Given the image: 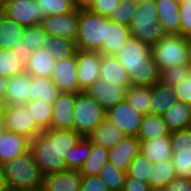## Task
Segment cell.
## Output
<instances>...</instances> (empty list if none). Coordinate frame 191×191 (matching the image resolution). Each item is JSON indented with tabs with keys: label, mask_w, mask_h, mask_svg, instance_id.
Returning a JSON list of instances; mask_svg holds the SVG:
<instances>
[{
	"label": "cell",
	"mask_w": 191,
	"mask_h": 191,
	"mask_svg": "<svg viewBox=\"0 0 191 191\" xmlns=\"http://www.w3.org/2000/svg\"><path fill=\"white\" fill-rule=\"evenodd\" d=\"M127 71L131 85L152 86L160 81V71L152 57L151 46L130 37L115 55Z\"/></svg>",
	"instance_id": "cell-1"
},
{
	"label": "cell",
	"mask_w": 191,
	"mask_h": 191,
	"mask_svg": "<svg viewBox=\"0 0 191 191\" xmlns=\"http://www.w3.org/2000/svg\"><path fill=\"white\" fill-rule=\"evenodd\" d=\"M9 190L40 191L44 175L38 168L30 150L1 165Z\"/></svg>",
	"instance_id": "cell-2"
},
{
	"label": "cell",
	"mask_w": 191,
	"mask_h": 191,
	"mask_svg": "<svg viewBox=\"0 0 191 191\" xmlns=\"http://www.w3.org/2000/svg\"><path fill=\"white\" fill-rule=\"evenodd\" d=\"M32 153L38 168L45 176L67 170L65 160L59 153L58 129H48L30 140Z\"/></svg>",
	"instance_id": "cell-3"
},
{
	"label": "cell",
	"mask_w": 191,
	"mask_h": 191,
	"mask_svg": "<svg viewBox=\"0 0 191 191\" xmlns=\"http://www.w3.org/2000/svg\"><path fill=\"white\" fill-rule=\"evenodd\" d=\"M151 50L159 71L191 66V43L188 37L167 34L161 41L153 45Z\"/></svg>",
	"instance_id": "cell-4"
},
{
	"label": "cell",
	"mask_w": 191,
	"mask_h": 191,
	"mask_svg": "<svg viewBox=\"0 0 191 191\" xmlns=\"http://www.w3.org/2000/svg\"><path fill=\"white\" fill-rule=\"evenodd\" d=\"M157 10L155 1L138 5L129 26L132 37L140 39L151 47L167 35L165 29L158 22Z\"/></svg>",
	"instance_id": "cell-5"
},
{
	"label": "cell",
	"mask_w": 191,
	"mask_h": 191,
	"mask_svg": "<svg viewBox=\"0 0 191 191\" xmlns=\"http://www.w3.org/2000/svg\"><path fill=\"white\" fill-rule=\"evenodd\" d=\"M108 17L80 9L76 48L81 50L100 51L106 41Z\"/></svg>",
	"instance_id": "cell-6"
},
{
	"label": "cell",
	"mask_w": 191,
	"mask_h": 191,
	"mask_svg": "<svg viewBox=\"0 0 191 191\" xmlns=\"http://www.w3.org/2000/svg\"><path fill=\"white\" fill-rule=\"evenodd\" d=\"M73 130L83 137L106 119V110L85 91L75 94Z\"/></svg>",
	"instance_id": "cell-7"
},
{
	"label": "cell",
	"mask_w": 191,
	"mask_h": 191,
	"mask_svg": "<svg viewBox=\"0 0 191 191\" xmlns=\"http://www.w3.org/2000/svg\"><path fill=\"white\" fill-rule=\"evenodd\" d=\"M6 130L34 138L43 131L36 125L26 105H6L2 114Z\"/></svg>",
	"instance_id": "cell-8"
},
{
	"label": "cell",
	"mask_w": 191,
	"mask_h": 191,
	"mask_svg": "<svg viewBox=\"0 0 191 191\" xmlns=\"http://www.w3.org/2000/svg\"><path fill=\"white\" fill-rule=\"evenodd\" d=\"M143 116L126 100L106 110V120L115 124L128 137H137Z\"/></svg>",
	"instance_id": "cell-9"
},
{
	"label": "cell",
	"mask_w": 191,
	"mask_h": 191,
	"mask_svg": "<svg viewBox=\"0 0 191 191\" xmlns=\"http://www.w3.org/2000/svg\"><path fill=\"white\" fill-rule=\"evenodd\" d=\"M80 9L58 16H44L40 25L47 36L64 37L76 42Z\"/></svg>",
	"instance_id": "cell-10"
},
{
	"label": "cell",
	"mask_w": 191,
	"mask_h": 191,
	"mask_svg": "<svg viewBox=\"0 0 191 191\" xmlns=\"http://www.w3.org/2000/svg\"><path fill=\"white\" fill-rule=\"evenodd\" d=\"M3 14L24 27L38 25L44 18L36 0H12L4 5Z\"/></svg>",
	"instance_id": "cell-11"
},
{
	"label": "cell",
	"mask_w": 191,
	"mask_h": 191,
	"mask_svg": "<svg viewBox=\"0 0 191 191\" xmlns=\"http://www.w3.org/2000/svg\"><path fill=\"white\" fill-rule=\"evenodd\" d=\"M128 87L121 86L119 83L98 79L84 91L101 107L107 110L126 99Z\"/></svg>",
	"instance_id": "cell-12"
},
{
	"label": "cell",
	"mask_w": 191,
	"mask_h": 191,
	"mask_svg": "<svg viewBox=\"0 0 191 191\" xmlns=\"http://www.w3.org/2000/svg\"><path fill=\"white\" fill-rule=\"evenodd\" d=\"M50 78L61 93L80 92L77 79V51L72 57L57 60Z\"/></svg>",
	"instance_id": "cell-13"
},
{
	"label": "cell",
	"mask_w": 191,
	"mask_h": 191,
	"mask_svg": "<svg viewBox=\"0 0 191 191\" xmlns=\"http://www.w3.org/2000/svg\"><path fill=\"white\" fill-rule=\"evenodd\" d=\"M100 63L99 51L77 50V79L80 91H84L100 79Z\"/></svg>",
	"instance_id": "cell-14"
},
{
	"label": "cell",
	"mask_w": 191,
	"mask_h": 191,
	"mask_svg": "<svg viewBox=\"0 0 191 191\" xmlns=\"http://www.w3.org/2000/svg\"><path fill=\"white\" fill-rule=\"evenodd\" d=\"M139 152L140 140L137 137L125 136L113 148L109 149L108 160L117 169L127 172Z\"/></svg>",
	"instance_id": "cell-15"
},
{
	"label": "cell",
	"mask_w": 191,
	"mask_h": 191,
	"mask_svg": "<svg viewBox=\"0 0 191 191\" xmlns=\"http://www.w3.org/2000/svg\"><path fill=\"white\" fill-rule=\"evenodd\" d=\"M74 93H61L53 103L52 129L73 130Z\"/></svg>",
	"instance_id": "cell-16"
},
{
	"label": "cell",
	"mask_w": 191,
	"mask_h": 191,
	"mask_svg": "<svg viewBox=\"0 0 191 191\" xmlns=\"http://www.w3.org/2000/svg\"><path fill=\"white\" fill-rule=\"evenodd\" d=\"M157 4L158 22L167 34L181 35L180 1L155 0Z\"/></svg>",
	"instance_id": "cell-17"
},
{
	"label": "cell",
	"mask_w": 191,
	"mask_h": 191,
	"mask_svg": "<svg viewBox=\"0 0 191 191\" xmlns=\"http://www.w3.org/2000/svg\"><path fill=\"white\" fill-rule=\"evenodd\" d=\"M30 149V139L6 130L0 136V166Z\"/></svg>",
	"instance_id": "cell-18"
},
{
	"label": "cell",
	"mask_w": 191,
	"mask_h": 191,
	"mask_svg": "<svg viewBox=\"0 0 191 191\" xmlns=\"http://www.w3.org/2000/svg\"><path fill=\"white\" fill-rule=\"evenodd\" d=\"M31 75L25 70L8 78L6 105H25L29 102Z\"/></svg>",
	"instance_id": "cell-19"
},
{
	"label": "cell",
	"mask_w": 191,
	"mask_h": 191,
	"mask_svg": "<svg viewBox=\"0 0 191 191\" xmlns=\"http://www.w3.org/2000/svg\"><path fill=\"white\" fill-rule=\"evenodd\" d=\"M82 174L77 170H65L44 177L42 191H80Z\"/></svg>",
	"instance_id": "cell-20"
},
{
	"label": "cell",
	"mask_w": 191,
	"mask_h": 191,
	"mask_svg": "<svg viewBox=\"0 0 191 191\" xmlns=\"http://www.w3.org/2000/svg\"><path fill=\"white\" fill-rule=\"evenodd\" d=\"M177 100L172 86L161 81L154 83L151 86L150 114L162 116Z\"/></svg>",
	"instance_id": "cell-21"
},
{
	"label": "cell",
	"mask_w": 191,
	"mask_h": 191,
	"mask_svg": "<svg viewBox=\"0 0 191 191\" xmlns=\"http://www.w3.org/2000/svg\"><path fill=\"white\" fill-rule=\"evenodd\" d=\"M130 37L131 35L128 27L108 19L106 41H104L102 49L99 52L101 54L114 56L124 47Z\"/></svg>",
	"instance_id": "cell-22"
},
{
	"label": "cell",
	"mask_w": 191,
	"mask_h": 191,
	"mask_svg": "<svg viewBox=\"0 0 191 191\" xmlns=\"http://www.w3.org/2000/svg\"><path fill=\"white\" fill-rule=\"evenodd\" d=\"M92 144L111 149L120 142L125 135L113 123L106 119L93 131L85 136Z\"/></svg>",
	"instance_id": "cell-23"
},
{
	"label": "cell",
	"mask_w": 191,
	"mask_h": 191,
	"mask_svg": "<svg viewBox=\"0 0 191 191\" xmlns=\"http://www.w3.org/2000/svg\"><path fill=\"white\" fill-rule=\"evenodd\" d=\"M100 79L112 83H119L121 86H130L131 81L127 71L113 55L101 54Z\"/></svg>",
	"instance_id": "cell-24"
},
{
	"label": "cell",
	"mask_w": 191,
	"mask_h": 191,
	"mask_svg": "<svg viewBox=\"0 0 191 191\" xmlns=\"http://www.w3.org/2000/svg\"><path fill=\"white\" fill-rule=\"evenodd\" d=\"M140 153L147 157L152 164L159 160H172L170 136L140 141Z\"/></svg>",
	"instance_id": "cell-25"
},
{
	"label": "cell",
	"mask_w": 191,
	"mask_h": 191,
	"mask_svg": "<svg viewBox=\"0 0 191 191\" xmlns=\"http://www.w3.org/2000/svg\"><path fill=\"white\" fill-rule=\"evenodd\" d=\"M162 118L170 132L191 127V105L177 100Z\"/></svg>",
	"instance_id": "cell-26"
},
{
	"label": "cell",
	"mask_w": 191,
	"mask_h": 191,
	"mask_svg": "<svg viewBox=\"0 0 191 191\" xmlns=\"http://www.w3.org/2000/svg\"><path fill=\"white\" fill-rule=\"evenodd\" d=\"M60 94L61 91L50 77L31 76L29 101L42 100L53 104Z\"/></svg>",
	"instance_id": "cell-27"
},
{
	"label": "cell",
	"mask_w": 191,
	"mask_h": 191,
	"mask_svg": "<svg viewBox=\"0 0 191 191\" xmlns=\"http://www.w3.org/2000/svg\"><path fill=\"white\" fill-rule=\"evenodd\" d=\"M171 132L162 116L146 114L143 116L142 123L137 135L140 141L156 139L159 137L170 136Z\"/></svg>",
	"instance_id": "cell-28"
},
{
	"label": "cell",
	"mask_w": 191,
	"mask_h": 191,
	"mask_svg": "<svg viewBox=\"0 0 191 191\" xmlns=\"http://www.w3.org/2000/svg\"><path fill=\"white\" fill-rule=\"evenodd\" d=\"M55 62L56 60L50 55L49 51L39 48L31 52L30 60L25 71L35 77H51Z\"/></svg>",
	"instance_id": "cell-29"
},
{
	"label": "cell",
	"mask_w": 191,
	"mask_h": 191,
	"mask_svg": "<svg viewBox=\"0 0 191 191\" xmlns=\"http://www.w3.org/2000/svg\"><path fill=\"white\" fill-rule=\"evenodd\" d=\"M24 26L0 14V49H12L22 40Z\"/></svg>",
	"instance_id": "cell-30"
},
{
	"label": "cell",
	"mask_w": 191,
	"mask_h": 191,
	"mask_svg": "<svg viewBox=\"0 0 191 191\" xmlns=\"http://www.w3.org/2000/svg\"><path fill=\"white\" fill-rule=\"evenodd\" d=\"M176 176L172 160H159L153 163L152 171L149 175V188H164Z\"/></svg>",
	"instance_id": "cell-31"
},
{
	"label": "cell",
	"mask_w": 191,
	"mask_h": 191,
	"mask_svg": "<svg viewBox=\"0 0 191 191\" xmlns=\"http://www.w3.org/2000/svg\"><path fill=\"white\" fill-rule=\"evenodd\" d=\"M49 51L50 55L57 61L72 57L76 51V43L68 38L47 36L45 43L41 47Z\"/></svg>",
	"instance_id": "cell-32"
},
{
	"label": "cell",
	"mask_w": 191,
	"mask_h": 191,
	"mask_svg": "<svg viewBox=\"0 0 191 191\" xmlns=\"http://www.w3.org/2000/svg\"><path fill=\"white\" fill-rule=\"evenodd\" d=\"M125 100L141 114H150L151 86L130 85Z\"/></svg>",
	"instance_id": "cell-33"
},
{
	"label": "cell",
	"mask_w": 191,
	"mask_h": 191,
	"mask_svg": "<svg viewBox=\"0 0 191 191\" xmlns=\"http://www.w3.org/2000/svg\"><path fill=\"white\" fill-rule=\"evenodd\" d=\"M109 149L100 145L92 144V152L89 158L79 170L83 176L99 175L101 169L105 166L108 160Z\"/></svg>",
	"instance_id": "cell-34"
},
{
	"label": "cell",
	"mask_w": 191,
	"mask_h": 191,
	"mask_svg": "<svg viewBox=\"0 0 191 191\" xmlns=\"http://www.w3.org/2000/svg\"><path fill=\"white\" fill-rule=\"evenodd\" d=\"M26 105L27 110L34 119L36 125L42 130L50 129L53 112V104L45 103L42 100L29 101Z\"/></svg>",
	"instance_id": "cell-35"
},
{
	"label": "cell",
	"mask_w": 191,
	"mask_h": 191,
	"mask_svg": "<svg viewBox=\"0 0 191 191\" xmlns=\"http://www.w3.org/2000/svg\"><path fill=\"white\" fill-rule=\"evenodd\" d=\"M92 152V143L83 137L71 151L66 154L65 164L67 170L79 171Z\"/></svg>",
	"instance_id": "cell-36"
},
{
	"label": "cell",
	"mask_w": 191,
	"mask_h": 191,
	"mask_svg": "<svg viewBox=\"0 0 191 191\" xmlns=\"http://www.w3.org/2000/svg\"><path fill=\"white\" fill-rule=\"evenodd\" d=\"M99 176L109 191H122L127 172L117 169L108 162L101 169Z\"/></svg>",
	"instance_id": "cell-37"
},
{
	"label": "cell",
	"mask_w": 191,
	"mask_h": 191,
	"mask_svg": "<svg viewBox=\"0 0 191 191\" xmlns=\"http://www.w3.org/2000/svg\"><path fill=\"white\" fill-rule=\"evenodd\" d=\"M152 167L153 164L151 161L139 152L131 162L127 171V176L148 184Z\"/></svg>",
	"instance_id": "cell-38"
},
{
	"label": "cell",
	"mask_w": 191,
	"mask_h": 191,
	"mask_svg": "<svg viewBox=\"0 0 191 191\" xmlns=\"http://www.w3.org/2000/svg\"><path fill=\"white\" fill-rule=\"evenodd\" d=\"M137 5L132 0H121L108 17L109 20L129 28Z\"/></svg>",
	"instance_id": "cell-39"
},
{
	"label": "cell",
	"mask_w": 191,
	"mask_h": 191,
	"mask_svg": "<svg viewBox=\"0 0 191 191\" xmlns=\"http://www.w3.org/2000/svg\"><path fill=\"white\" fill-rule=\"evenodd\" d=\"M24 70L12 49H0V76L10 78Z\"/></svg>",
	"instance_id": "cell-40"
},
{
	"label": "cell",
	"mask_w": 191,
	"mask_h": 191,
	"mask_svg": "<svg viewBox=\"0 0 191 191\" xmlns=\"http://www.w3.org/2000/svg\"><path fill=\"white\" fill-rule=\"evenodd\" d=\"M47 33L40 24L24 27L21 42L24 43L31 52L41 48L45 43Z\"/></svg>",
	"instance_id": "cell-41"
},
{
	"label": "cell",
	"mask_w": 191,
	"mask_h": 191,
	"mask_svg": "<svg viewBox=\"0 0 191 191\" xmlns=\"http://www.w3.org/2000/svg\"><path fill=\"white\" fill-rule=\"evenodd\" d=\"M44 16H58L75 9L72 0H36Z\"/></svg>",
	"instance_id": "cell-42"
},
{
	"label": "cell",
	"mask_w": 191,
	"mask_h": 191,
	"mask_svg": "<svg viewBox=\"0 0 191 191\" xmlns=\"http://www.w3.org/2000/svg\"><path fill=\"white\" fill-rule=\"evenodd\" d=\"M172 153H191V127L171 132Z\"/></svg>",
	"instance_id": "cell-43"
},
{
	"label": "cell",
	"mask_w": 191,
	"mask_h": 191,
	"mask_svg": "<svg viewBox=\"0 0 191 191\" xmlns=\"http://www.w3.org/2000/svg\"><path fill=\"white\" fill-rule=\"evenodd\" d=\"M191 75V66L167 68L160 71V81L163 84L174 86Z\"/></svg>",
	"instance_id": "cell-44"
},
{
	"label": "cell",
	"mask_w": 191,
	"mask_h": 191,
	"mask_svg": "<svg viewBox=\"0 0 191 191\" xmlns=\"http://www.w3.org/2000/svg\"><path fill=\"white\" fill-rule=\"evenodd\" d=\"M83 138V136L74 130L58 129V148L59 153L65 159L71 149H73Z\"/></svg>",
	"instance_id": "cell-45"
},
{
	"label": "cell",
	"mask_w": 191,
	"mask_h": 191,
	"mask_svg": "<svg viewBox=\"0 0 191 191\" xmlns=\"http://www.w3.org/2000/svg\"><path fill=\"white\" fill-rule=\"evenodd\" d=\"M176 176L191 181V153H173Z\"/></svg>",
	"instance_id": "cell-46"
},
{
	"label": "cell",
	"mask_w": 191,
	"mask_h": 191,
	"mask_svg": "<svg viewBox=\"0 0 191 191\" xmlns=\"http://www.w3.org/2000/svg\"><path fill=\"white\" fill-rule=\"evenodd\" d=\"M120 1L121 0H95L89 10L93 13L109 17Z\"/></svg>",
	"instance_id": "cell-47"
},
{
	"label": "cell",
	"mask_w": 191,
	"mask_h": 191,
	"mask_svg": "<svg viewBox=\"0 0 191 191\" xmlns=\"http://www.w3.org/2000/svg\"><path fill=\"white\" fill-rule=\"evenodd\" d=\"M80 191H109L99 175L82 176Z\"/></svg>",
	"instance_id": "cell-48"
},
{
	"label": "cell",
	"mask_w": 191,
	"mask_h": 191,
	"mask_svg": "<svg viewBox=\"0 0 191 191\" xmlns=\"http://www.w3.org/2000/svg\"><path fill=\"white\" fill-rule=\"evenodd\" d=\"M173 88L179 101L191 105V75L186 80L174 85Z\"/></svg>",
	"instance_id": "cell-49"
},
{
	"label": "cell",
	"mask_w": 191,
	"mask_h": 191,
	"mask_svg": "<svg viewBox=\"0 0 191 191\" xmlns=\"http://www.w3.org/2000/svg\"><path fill=\"white\" fill-rule=\"evenodd\" d=\"M181 35L191 36V5H180Z\"/></svg>",
	"instance_id": "cell-50"
},
{
	"label": "cell",
	"mask_w": 191,
	"mask_h": 191,
	"mask_svg": "<svg viewBox=\"0 0 191 191\" xmlns=\"http://www.w3.org/2000/svg\"><path fill=\"white\" fill-rule=\"evenodd\" d=\"M13 52L16 53L18 57V63L25 69L29 63L31 51L28 50V47L22 43L18 42L13 48Z\"/></svg>",
	"instance_id": "cell-51"
},
{
	"label": "cell",
	"mask_w": 191,
	"mask_h": 191,
	"mask_svg": "<svg viewBox=\"0 0 191 191\" xmlns=\"http://www.w3.org/2000/svg\"><path fill=\"white\" fill-rule=\"evenodd\" d=\"M163 189L164 191H191V181L184 178L175 177Z\"/></svg>",
	"instance_id": "cell-52"
},
{
	"label": "cell",
	"mask_w": 191,
	"mask_h": 191,
	"mask_svg": "<svg viewBox=\"0 0 191 191\" xmlns=\"http://www.w3.org/2000/svg\"><path fill=\"white\" fill-rule=\"evenodd\" d=\"M149 186L145 182L126 176L122 191H148Z\"/></svg>",
	"instance_id": "cell-53"
},
{
	"label": "cell",
	"mask_w": 191,
	"mask_h": 191,
	"mask_svg": "<svg viewBox=\"0 0 191 191\" xmlns=\"http://www.w3.org/2000/svg\"><path fill=\"white\" fill-rule=\"evenodd\" d=\"M76 9H89L95 0H72Z\"/></svg>",
	"instance_id": "cell-54"
},
{
	"label": "cell",
	"mask_w": 191,
	"mask_h": 191,
	"mask_svg": "<svg viewBox=\"0 0 191 191\" xmlns=\"http://www.w3.org/2000/svg\"><path fill=\"white\" fill-rule=\"evenodd\" d=\"M7 88H8V78L0 76V98L4 100Z\"/></svg>",
	"instance_id": "cell-55"
},
{
	"label": "cell",
	"mask_w": 191,
	"mask_h": 191,
	"mask_svg": "<svg viewBox=\"0 0 191 191\" xmlns=\"http://www.w3.org/2000/svg\"><path fill=\"white\" fill-rule=\"evenodd\" d=\"M0 191H9L1 166H0Z\"/></svg>",
	"instance_id": "cell-56"
},
{
	"label": "cell",
	"mask_w": 191,
	"mask_h": 191,
	"mask_svg": "<svg viewBox=\"0 0 191 191\" xmlns=\"http://www.w3.org/2000/svg\"><path fill=\"white\" fill-rule=\"evenodd\" d=\"M6 131L4 120L2 116H0V136Z\"/></svg>",
	"instance_id": "cell-57"
},
{
	"label": "cell",
	"mask_w": 191,
	"mask_h": 191,
	"mask_svg": "<svg viewBox=\"0 0 191 191\" xmlns=\"http://www.w3.org/2000/svg\"><path fill=\"white\" fill-rule=\"evenodd\" d=\"M5 100L0 98V116H2L3 112H4V109H5Z\"/></svg>",
	"instance_id": "cell-58"
},
{
	"label": "cell",
	"mask_w": 191,
	"mask_h": 191,
	"mask_svg": "<svg viewBox=\"0 0 191 191\" xmlns=\"http://www.w3.org/2000/svg\"><path fill=\"white\" fill-rule=\"evenodd\" d=\"M132 1L138 6V5H141L142 3H148L155 0H132Z\"/></svg>",
	"instance_id": "cell-59"
},
{
	"label": "cell",
	"mask_w": 191,
	"mask_h": 191,
	"mask_svg": "<svg viewBox=\"0 0 191 191\" xmlns=\"http://www.w3.org/2000/svg\"><path fill=\"white\" fill-rule=\"evenodd\" d=\"M180 5H191V0H182L180 1Z\"/></svg>",
	"instance_id": "cell-60"
},
{
	"label": "cell",
	"mask_w": 191,
	"mask_h": 191,
	"mask_svg": "<svg viewBox=\"0 0 191 191\" xmlns=\"http://www.w3.org/2000/svg\"><path fill=\"white\" fill-rule=\"evenodd\" d=\"M3 11H4V4L0 0V14H3Z\"/></svg>",
	"instance_id": "cell-61"
},
{
	"label": "cell",
	"mask_w": 191,
	"mask_h": 191,
	"mask_svg": "<svg viewBox=\"0 0 191 191\" xmlns=\"http://www.w3.org/2000/svg\"><path fill=\"white\" fill-rule=\"evenodd\" d=\"M148 191H164L163 188H149Z\"/></svg>",
	"instance_id": "cell-62"
},
{
	"label": "cell",
	"mask_w": 191,
	"mask_h": 191,
	"mask_svg": "<svg viewBox=\"0 0 191 191\" xmlns=\"http://www.w3.org/2000/svg\"><path fill=\"white\" fill-rule=\"evenodd\" d=\"M2 1V3L5 5L6 3H8V2H10V1H12V0H1Z\"/></svg>",
	"instance_id": "cell-63"
}]
</instances>
